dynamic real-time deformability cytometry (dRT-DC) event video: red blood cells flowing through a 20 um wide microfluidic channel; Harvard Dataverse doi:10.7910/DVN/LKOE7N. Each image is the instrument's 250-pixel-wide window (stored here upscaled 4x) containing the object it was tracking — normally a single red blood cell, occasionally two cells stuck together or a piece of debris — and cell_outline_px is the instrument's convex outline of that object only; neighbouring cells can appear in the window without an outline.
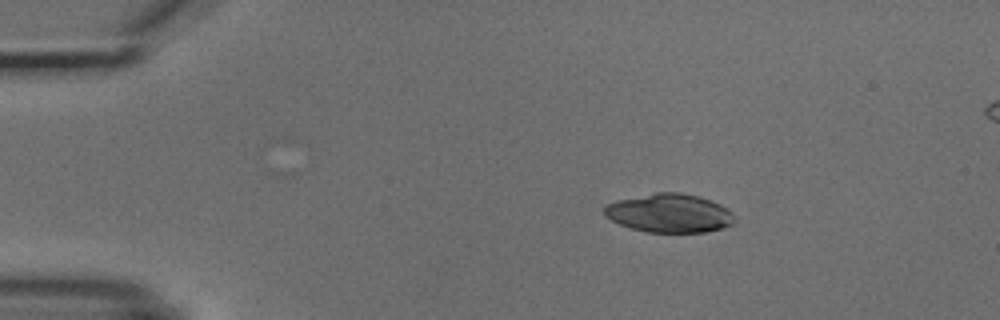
{"species": "common noctule bat (a hibernating species)", "species_latin": "Nyctalus noctula", "temperature_condition": "cold", "stored_images_in_passage": 4, "segment_of_instrument_passage": [1, 2], "camera_frame_rate_fps": 3000, "um_per_image_px": 0.085, "animal": {"sex": "male", "body_mass_g": 18.8}, "frame": {"image": 1, "passage_image": 1, "time_ms": 0.0, "image_size_px": [1000, 320], "cell_outline_px": [[736, 220], [732, 224], [724, 228], [704, 232], [644, 232], [620, 224], [604, 216], [604, 208], [608, 204], [616, 200], [656, 192], [680, 192], [700, 196], [720, 204], [728, 208], [732, 212]], "centroid_in_image_um": [56.92, 18.11], "position_along_channel_um": 28.1, "area_um2": 29.54}}